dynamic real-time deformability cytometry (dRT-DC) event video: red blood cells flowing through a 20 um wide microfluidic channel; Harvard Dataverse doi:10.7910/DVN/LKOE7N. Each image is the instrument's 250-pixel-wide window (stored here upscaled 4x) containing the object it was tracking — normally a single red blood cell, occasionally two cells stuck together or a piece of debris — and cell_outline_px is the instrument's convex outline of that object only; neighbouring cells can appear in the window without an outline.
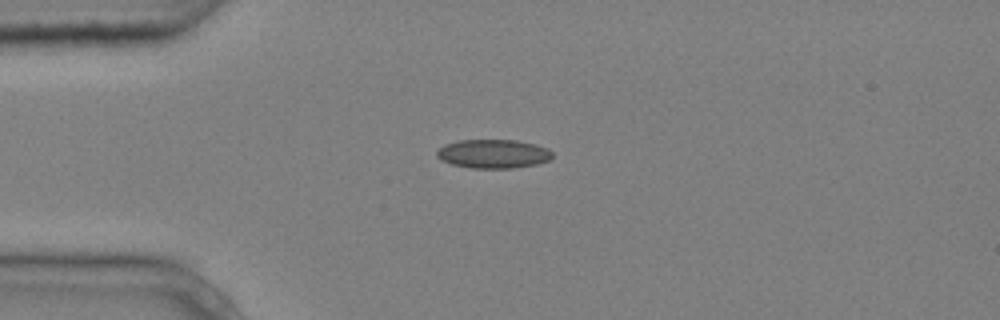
{"species": "common noctule bat (a hibernating species)", "species_latin": "Nyctalus noctula", "temperature_condition": "cold", "stored_images_in_passage": 8, "camera_frame_rate_fps": 3000, "um_per_image_px": 0.085, "animal": {"sex": "male", "body_mass_g": 20.4}, "frame": {"image": 1, "passage_image": 2, "time_ms": 0.333, "image_size_px": [1000, 320], "cell_outline_px": [[552, 156], [548, 160], [536, 164], [512, 168], [468, 168], [452, 164], [440, 160], [436, 156], [436, 152], [444, 144], [456, 140], [516, 140], [536, 144], [548, 148], [552, 152]], "centroid_in_image_um": [41.9, 13.07], "position_along_channel_um": 43.1, "area_um2": 19.54}}
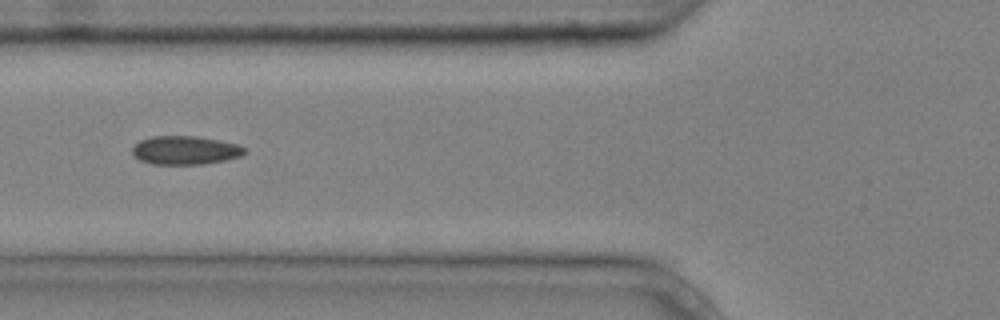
{"frame": {"image": 2, "passage_image": 4, "time_ms": 1.0, "image_size_px": [1000, 320], "cell_outline_px": [[248, 152], [240, 156], [228, 160], [204, 164], [152, 164], [140, 160], [132, 152], [132, 148], [140, 140], [152, 136], [196, 136], [220, 140], [240, 144]], "centroid_in_image_um": [15.79, 12.77], "position_along_channel_um": 110.0, "area_um2": 18.84}}
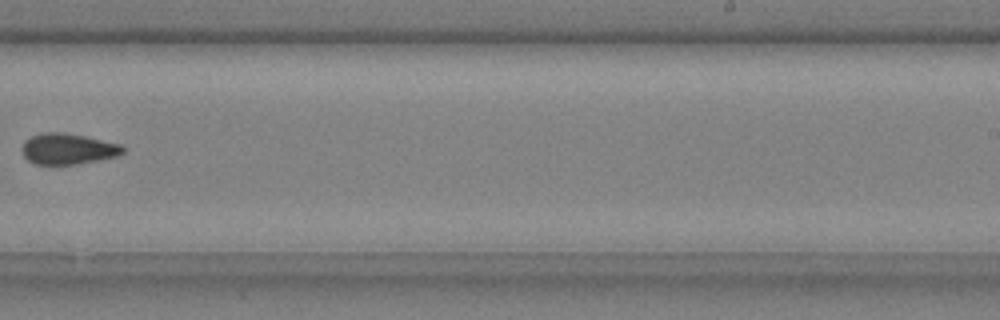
{"frame": {"image": 3, "passage_image": 8, "time_ms": 2.333, "image_size_px": [1000, 320], "cell_outline_px": [[124, 152], [116, 156], [100, 160], [76, 164], [32, 164], [24, 156], [20, 148], [24, 140], [32, 136], [44, 132], [64, 132], [84, 136], [120, 144], [124, 148]], "centroid_in_image_um": [5.73, 12.65], "position_along_channel_um": 283.3, "area_um2": 18.21}}